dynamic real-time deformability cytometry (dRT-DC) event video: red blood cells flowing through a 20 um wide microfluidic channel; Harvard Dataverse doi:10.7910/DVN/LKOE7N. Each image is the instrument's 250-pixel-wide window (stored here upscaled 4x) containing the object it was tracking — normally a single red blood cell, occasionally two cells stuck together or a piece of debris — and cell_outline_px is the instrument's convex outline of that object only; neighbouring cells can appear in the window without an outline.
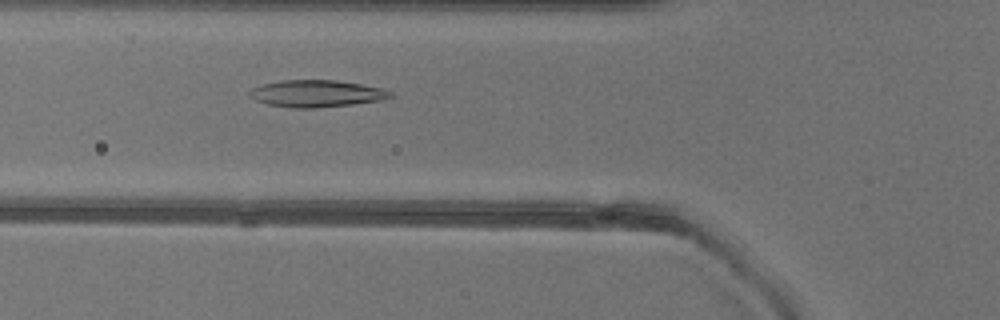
{"species": "common noctule bat (a hibernating species)", "species_latin": "Nyctalus noctula", "temperature_condition": "warm", "stored_images_in_passage": 41, "camera_frame_rate_fps": 3000, "um_per_image_px": 0.085, "animal": {"sex": "female"}, "frame": {"image": 1, "passage_image": 18, "time_ms": 5.667, "image_size_px": [1000, 320], "cell_outline_px": [[396, 96], [380, 100], [352, 104], [316, 108], [292, 108], [268, 104], [256, 100], [248, 92], [252, 88], [264, 84], [284, 80], [336, 80], [360, 84], [380, 88], [396, 92]], "centroid_in_image_um": [26.96, 7.95], "position_along_channel_um": 98.8, "area_um2": 22.02}}
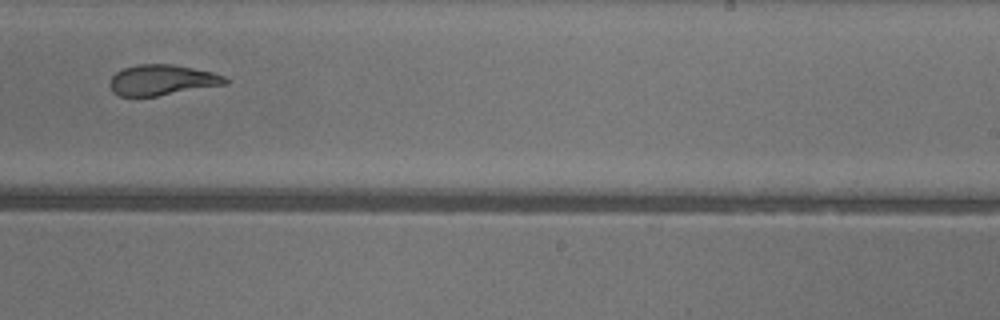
{"frame": {"image": 2, "passage_image": 31, "time_ms": 10.0, "image_size_px": [1000, 320], "cell_outline_px": [[228, 84], [156, 96], [120, 96], [112, 92], [108, 84], [112, 76], [116, 72], [124, 68], [136, 64], [172, 64], [212, 72], [224, 76], [228, 80]], "centroid_in_image_um": [13.75, 6.8], "position_along_channel_um": 275.3, "area_um2": 20.58}}
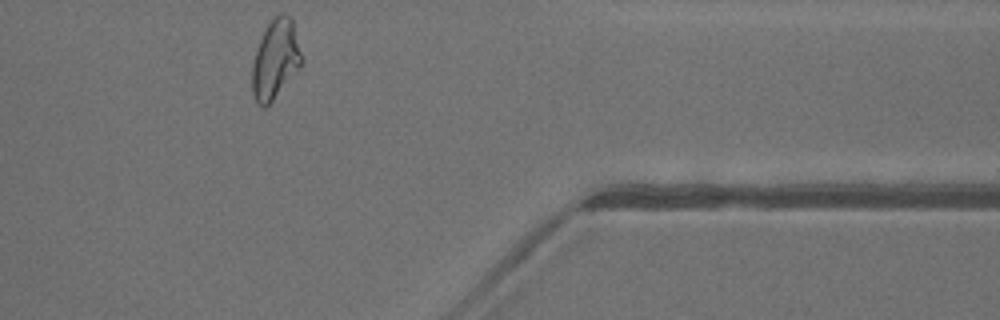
{"frame": {"image": 3, "passage_image": 41, "time_ms": 13.333, "image_size_px": [1000, 320], "cell_outline_px": [[304, 64], [272, 100], [264, 108], [256, 100], [252, 92], [252, 64], [256, 48], [272, 16], [280, 12], [284, 12], [292, 16], [304, 56]], "centroid_in_image_um": [23.46, 4.96], "position_along_channel_um": 387.9, "area_um2": 23.35}, "authors_computed_cell_mechanics": {"area_um2": 22.542, "velocity_mm_per_s": 4.0685, "shape_relaxation_time_tau1_ms": null, "shape_relaxation_time_tau2_ms": 2.8625, "deformation_change_tau1": null, "deformation_change_tau2": 0.1061}}